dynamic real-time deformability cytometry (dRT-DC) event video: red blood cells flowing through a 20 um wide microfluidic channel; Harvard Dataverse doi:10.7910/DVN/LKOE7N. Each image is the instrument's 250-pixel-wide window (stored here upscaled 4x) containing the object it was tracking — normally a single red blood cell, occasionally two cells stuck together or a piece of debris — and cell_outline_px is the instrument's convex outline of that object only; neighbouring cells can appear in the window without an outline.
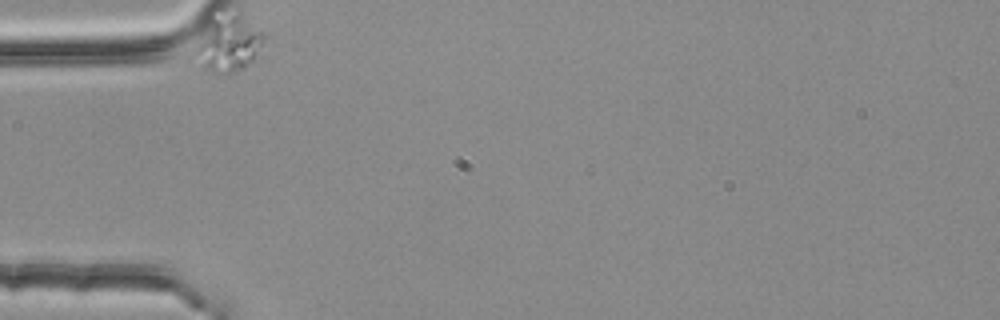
{"species": "common noctule bat (a hibernating species)", "species_latin": "Nyctalus noctula", "temperature_condition": "room temperature", "stored_images_in_passage": 39, "camera_frame_rate_fps": 3000, "um_per_image_px": 0.085, "animal": {"sex": "female", "body_mass_g": 25.1}, "frame": {"image": 1, "passage_image": 1, "time_ms": 0.0, "image_size_px": [1000, 320], "cell_outline_px": [[268, 36], [252, 60], [244, 68], [232, 72], [212, 72], [200, 68], [192, 52], [208, 16], [240, 12]], "centroid_in_image_um": [19.36, 3.66], "position_along_channel_um": 65.6, "area_um2": 23.24}}
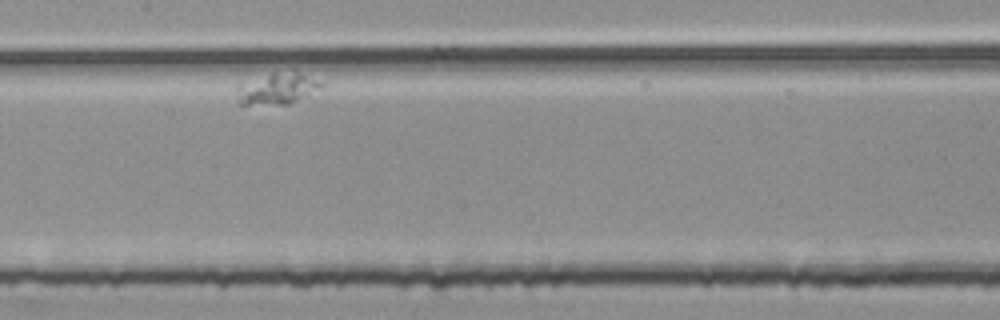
{"frame": {"image": 2, "passage_image": 17, "time_ms": 5.333, "image_size_px": [1000, 320], "cell_outline_px": [[324, 84], [320, 88], [288, 104], [236, 104], [236, 84], [272, 72], [292, 68], [296, 68]], "centroid_in_image_um": [23.51, 7.47], "position_along_channel_um": 183.9, "area_um2": 16.01}}
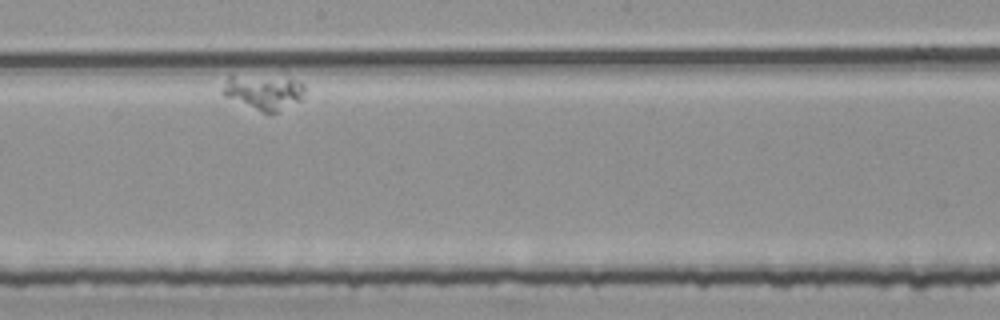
{"frame": {"image": 3, "passage_image": 22, "time_ms": 7.0, "image_size_px": [1000, 320], "cell_outline_px": [[304, 92], [300, 100], [276, 112], [264, 112], [224, 96], [220, 92], [228, 76], [232, 76], [292, 80], [304, 84]], "centroid_in_image_um": [22.37, 7.85], "position_along_channel_um": 225.8, "area_um2": 15.66}}